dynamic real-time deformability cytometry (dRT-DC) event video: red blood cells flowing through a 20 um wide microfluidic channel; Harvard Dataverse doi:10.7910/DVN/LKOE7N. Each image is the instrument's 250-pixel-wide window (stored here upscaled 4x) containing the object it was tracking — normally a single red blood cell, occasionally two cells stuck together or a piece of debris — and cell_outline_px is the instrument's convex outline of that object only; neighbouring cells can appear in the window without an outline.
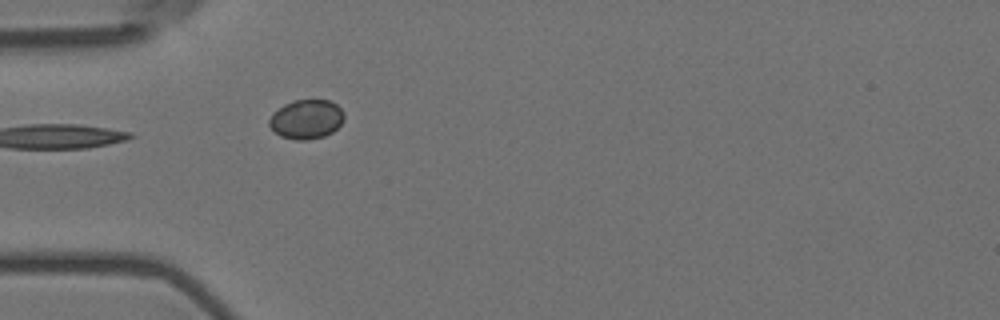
{"species": "Egyptian fruit bat (a non-hibernating species)", "species_latin": "Rousettus aegyptiacus", "temperature_condition": "room temperature", "stored_images_in_passage": 5, "camera_frame_rate_fps": 3000, "um_per_image_px": 0.085, "animal": {"sex": "female"}, "frame": {"image": 1, "passage_image": 5, "time_ms": 1.333, "image_size_px": [1000, 320], "cell_outline_px": [[344, 120], [332, 132], [324, 136], [308, 140], [296, 140], [280, 136], [268, 124], [268, 120], [284, 104], [292, 100], [328, 100], [336, 104], [344, 112]], "centroid_in_image_um": [26.06, 10.14], "position_along_channel_um": 58.9, "area_um2": 16.99}}